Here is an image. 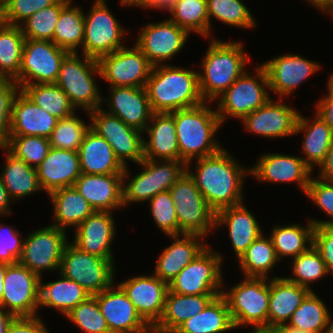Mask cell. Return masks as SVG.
Listing matches in <instances>:
<instances>
[{
  "label": "cell",
  "instance_id": "cell-1",
  "mask_svg": "<svg viewBox=\"0 0 333 333\" xmlns=\"http://www.w3.org/2000/svg\"><path fill=\"white\" fill-rule=\"evenodd\" d=\"M230 155L222 148L213 155L196 159L195 172L186 167V172L215 213L243 202L242 185L250 169L238 164Z\"/></svg>",
  "mask_w": 333,
  "mask_h": 333
},
{
  "label": "cell",
  "instance_id": "cell-2",
  "mask_svg": "<svg viewBox=\"0 0 333 333\" xmlns=\"http://www.w3.org/2000/svg\"><path fill=\"white\" fill-rule=\"evenodd\" d=\"M198 73L164 63L153 66L145 86L152 111L170 113L203 103Z\"/></svg>",
  "mask_w": 333,
  "mask_h": 333
},
{
  "label": "cell",
  "instance_id": "cell-3",
  "mask_svg": "<svg viewBox=\"0 0 333 333\" xmlns=\"http://www.w3.org/2000/svg\"><path fill=\"white\" fill-rule=\"evenodd\" d=\"M203 102L197 106L170 112L174 116L180 161L191 167L195 159L213 155L223 147L214 137L221 127L216 109Z\"/></svg>",
  "mask_w": 333,
  "mask_h": 333
},
{
  "label": "cell",
  "instance_id": "cell-4",
  "mask_svg": "<svg viewBox=\"0 0 333 333\" xmlns=\"http://www.w3.org/2000/svg\"><path fill=\"white\" fill-rule=\"evenodd\" d=\"M211 41L203 58V72L198 73L201 96L209 103L215 102L247 71L245 68L250 60L239 41L226 42L215 38Z\"/></svg>",
  "mask_w": 333,
  "mask_h": 333
},
{
  "label": "cell",
  "instance_id": "cell-5",
  "mask_svg": "<svg viewBox=\"0 0 333 333\" xmlns=\"http://www.w3.org/2000/svg\"><path fill=\"white\" fill-rule=\"evenodd\" d=\"M94 75L101 77L98 60L85 55L81 60L79 53L71 52L62 61L55 84L66 93L75 109L89 113L104 103Z\"/></svg>",
  "mask_w": 333,
  "mask_h": 333
},
{
  "label": "cell",
  "instance_id": "cell-6",
  "mask_svg": "<svg viewBox=\"0 0 333 333\" xmlns=\"http://www.w3.org/2000/svg\"><path fill=\"white\" fill-rule=\"evenodd\" d=\"M227 301L234 328L251 325L252 330L268 327L270 280L245 277L221 294Z\"/></svg>",
  "mask_w": 333,
  "mask_h": 333
},
{
  "label": "cell",
  "instance_id": "cell-7",
  "mask_svg": "<svg viewBox=\"0 0 333 333\" xmlns=\"http://www.w3.org/2000/svg\"><path fill=\"white\" fill-rule=\"evenodd\" d=\"M138 165L144 167L128 183L126 166L123 172V206L149 201L158 193L169 190L186 172V164L180 160L143 159Z\"/></svg>",
  "mask_w": 333,
  "mask_h": 333
},
{
  "label": "cell",
  "instance_id": "cell-8",
  "mask_svg": "<svg viewBox=\"0 0 333 333\" xmlns=\"http://www.w3.org/2000/svg\"><path fill=\"white\" fill-rule=\"evenodd\" d=\"M177 216L179 235L207 236L215 229L216 213L211 209L194 180L185 172L169 189Z\"/></svg>",
  "mask_w": 333,
  "mask_h": 333
},
{
  "label": "cell",
  "instance_id": "cell-9",
  "mask_svg": "<svg viewBox=\"0 0 333 333\" xmlns=\"http://www.w3.org/2000/svg\"><path fill=\"white\" fill-rule=\"evenodd\" d=\"M114 265L113 260L82 251L70 241L64 249L59 271L94 296L114 284Z\"/></svg>",
  "mask_w": 333,
  "mask_h": 333
},
{
  "label": "cell",
  "instance_id": "cell-10",
  "mask_svg": "<svg viewBox=\"0 0 333 333\" xmlns=\"http://www.w3.org/2000/svg\"><path fill=\"white\" fill-rule=\"evenodd\" d=\"M255 73L256 77H253L245 71L218 97L220 100L217 104L216 113L222 125L230 116L241 120L271 99L267 94V89L269 90L270 87L264 67L262 65L257 66Z\"/></svg>",
  "mask_w": 333,
  "mask_h": 333
},
{
  "label": "cell",
  "instance_id": "cell-11",
  "mask_svg": "<svg viewBox=\"0 0 333 333\" xmlns=\"http://www.w3.org/2000/svg\"><path fill=\"white\" fill-rule=\"evenodd\" d=\"M222 256L208 246L168 285L182 295H221L223 287Z\"/></svg>",
  "mask_w": 333,
  "mask_h": 333
},
{
  "label": "cell",
  "instance_id": "cell-12",
  "mask_svg": "<svg viewBox=\"0 0 333 333\" xmlns=\"http://www.w3.org/2000/svg\"><path fill=\"white\" fill-rule=\"evenodd\" d=\"M125 29L107 7L105 0H96L90 13L84 16L82 55L99 59L121 49Z\"/></svg>",
  "mask_w": 333,
  "mask_h": 333
},
{
  "label": "cell",
  "instance_id": "cell-13",
  "mask_svg": "<svg viewBox=\"0 0 333 333\" xmlns=\"http://www.w3.org/2000/svg\"><path fill=\"white\" fill-rule=\"evenodd\" d=\"M68 53L53 41L25 39L20 72L14 79L20 90L26 85L55 83Z\"/></svg>",
  "mask_w": 333,
  "mask_h": 333
},
{
  "label": "cell",
  "instance_id": "cell-14",
  "mask_svg": "<svg viewBox=\"0 0 333 333\" xmlns=\"http://www.w3.org/2000/svg\"><path fill=\"white\" fill-rule=\"evenodd\" d=\"M87 115L91 129L110 144L115 156L125 167L128 165L127 160L138 164L144 159L142 131L126 125L102 107Z\"/></svg>",
  "mask_w": 333,
  "mask_h": 333
},
{
  "label": "cell",
  "instance_id": "cell-15",
  "mask_svg": "<svg viewBox=\"0 0 333 333\" xmlns=\"http://www.w3.org/2000/svg\"><path fill=\"white\" fill-rule=\"evenodd\" d=\"M66 231L49 225L40 228L24 239L18 263L26 266L40 278L43 271L60 269L61 259L67 245Z\"/></svg>",
  "mask_w": 333,
  "mask_h": 333
},
{
  "label": "cell",
  "instance_id": "cell-16",
  "mask_svg": "<svg viewBox=\"0 0 333 333\" xmlns=\"http://www.w3.org/2000/svg\"><path fill=\"white\" fill-rule=\"evenodd\" d=\"M98 64L109 87H145L153 68L136 44L101 56Z\"/></svg>",
  "mask_w": 333,
  "mask_h": 333
},
{
  "label": "cell",
  "instance_id": "cell-17",
  "mask_svg": "<svg viewBox=\"0 0 333 333\" xmlns=\"http://www.w3.org/2000/svg\"><path fill=\"white\" fill-rule=\"evenodd\" d=\"M40 279L18 262L9 264L4 277L0 307L15 317L38 316Z\"/></svg>",
  "mask_w": 333,
  "mask_h": 333
},
{
  "label": "cell",
  "instance_id": "cell-18",
  "mask_svg": "<svg viewBox=\"0 0 333 333\" xmlns=\"http://www.w3.org/2000/svg\"><path fill=\"white\" fill-rule=\"evenodd\" d=\"M189 33L169 19L146 24L136 39V45L153 65L173 58L183 49Z\"/></svg>",
  "mask_w": 333,
  "mask_h": 333
},
{
  "label": "cell",
  "instance_id": "cell-19",
  "mask_svg": "<svg viewBox=\"0 0 333 333\" xmlns=\"http://www.w3.org/2000/svg\"><path fill=\"white\" fill-rule=\"evenodd\" d=\"M94 296L107 321L110 333H152V328L138 314L118 284H113Z\"/></svg>",
  "mask_w": 333,
  "mask_h": 333
},
{
  "label": "cell",
  "instance_id": "cell-20",
  "mask_svg": "<svg viewBox=\"0 0 333 333\" xmlns=\"http://www.w3.org/2000/svg\"><path fill=\"white\" fill-rule=\"evenodd\" d=\"M118 285L127 294L142 319L153 328L163 315L168 284L151 274L128 278Z\"/></svg>",
  "mask_w": 333,
  "mask_h": 333
},
{
  "label": "cell",
  "instance_id": "cell-21",
  "mask_svg": "<svg viewBox=\"0 0 333 333\" xmlns=\"http://www.w3.org/2000/svg\"><path fill=\"white\" fill-rule=\"evenodd\" d=\"M279 100L270 99L265 105L241 120L248 132L266 138H281L295 134L300 113Z\"/></svg>",
  "mask_w": 333,
  "mask_h": 333
},
{
  "label": "cell",
  "instance_id": "cell-22",
  "mask_svg": "<svg viewBox=\"0 0 333 333\" xmlns=\"http://www.w3.org/2000/svg\"><path fill=\"white\" fill-rule=\"evenodd\" d=\"M249 169L250 175L260 182H295L305 194L313 173V170L303 161L301 156L280 153L263 154L255 166Z\"/></svg>",
  "mask_w": 333,
  "mask_h": 333
},
{
  "label": "cell",
  "instance_id": "cell-23",
  "mask_svg": "<svg viewBox=\"0 0 333 333\" xmlns=\"http://www.w3.org/2000/svg\"><path fill=\"white\" fill-rule=\"evenodd\" d=\"M262 66L268 77L270 92L277 93L283 99L290 96L301 83L320 69L319 63L297 54L279 55Z\"/></svg>",
  "mask_w": 333,
  "mask_h": 333
},
{
  "label": "cell",
  "instance_id": "cell-24",
  "mask_svg": "<svg viewBox=\"0 0 333 333\" xmlns=\"http://www.w3.org/2000/svg\"><path fill=\"white\" fill-rule=\"evenodd\" d=\"M110 211H94L76 229L73 244L82 251L113 260L111 243L116 233Z\"/></svg>",
  "mask_w": 333,
  "mask_h": 333
},
{
  "label": "cell",
  "instance_id": "cell-25",
  "mask_svg": "<svg viewBox=\"0 0 333 333\" xmlns=\"http://www.w3.org/2000/svg\"><path fill=\"white\" fill-rule=\"evenodd\" d=\"M106 101L107 112L121 119L126 125L144 131L151 120L153 111L145 87H110Z\"/></svg>",
  "mask_w": 333,
  "mask_h": 333
},
{
  "label": "cell",
  "instance_id": "cell-26",
  "mask_svg": "<svg viewBox=\"0 0 333 333\" xmlns=\"http://www.w3.org/2000/svg\"><path fill=\"white\" fill-rule=\"evenodd\" d=\"M94 211L123 207V174H83L73 185Z\"/></svg>",
  "mask_w": 333,
  "mask_h": 333
},
{
  "label": "cell",
  "instance_id": "cell-27",
  "mask_svg": "<svg viewBox=\"0 0 333 333\" xmlns=\"http://www.w3.org/2000/svg\"><path fill=\"white\" fill-rule=\"evenodd\" d=\"M58 119L36 105L22 90L12 102L10 135L50 138Z\"/></svg>",
  "mask_w": 333,
  "mask_h": 333
},
{
  "label": "cell",
  "instance_id": "cell-28",
  "mask_svg": "<svg viewBox=\"0 0 333 333\" xmlns=\"http://www.w3.org/2000/svg\"><path fill=\"white\" fill-rule=\"evenodd\" d=\"M42 190L48 194L73 186L81 175L78 151L50 148L47 157L36 168Z\"/></svg>",
  "mask_w": 333,
  "mask_h": 333
},
{
  "label": "cell",
  "instance_id": "cell-29",
  "mask_svg": "<svg viewBox=\"0 0 333 333\" xmlns=\"http://www.w3.org/2000/svg\"><path fill=\"white\" fill-rule=\"evenodd\" d=\"M168 237L175 241L159 255L153 274L169 285L207 246L200 241L205 237L198 234Z\"/></svg>",
  "mask_w": 333,
  "mask_h": 333
},
{
  "label": "cell",
  "instance_id": "cell-30",
  "mask_svg": "<svg viewBox=\"0 0 333 333\" xmlns=\"http://www.w3.org/2000/svg\"><path fill=\"white\" fill-rule=\"evenodd\" d=\"M227 225L229 239L238 260L263 232L244 202L216 213L215 227Z\"/></svg>",
  "mask_w": 333,
  "mask_h": 333
},
{
  "label": "cell",
  "instance_id": "cell-31",
  "mask_svg": "<svg viewBox=\"0 0 333 333\" xmlns=\"http://www.w3.org/2000/svg\"><path fill=\"white\" fill-rule=\"evenodd\" d=\"M148 133L149 141L143 139L144 159L180 160L174 116L171 113H153L143 131Z\"/></svg>",
  "mask_w": 333,
  "mask_h": 333
},
{
  "label": "cell",
  "instance_id": "cell-32",
  "mask_svg": "<svg viewBox=\"0 0 333 333\" xmlns=\"http://www.w3.org/2000/svg\"><path fill=\"white\" fill-rule=\"evenodd\" d=\"M78 153L83 174H123L125 170L110 144L91 128L86 133Z\"/></svg>",
  "mask_w": 333,
  "mask_h": 333
},
{
  "label": "cell",
  "instance_id": "cell-33",
  "mask_svg": "<svg viewBox=\"0 0 333 333\" xmlns=\"http://www.w3.org/2000/svg\"><path fill=\"white\" fill-rule=\"evenodd\" d=\"M308 288L289 281L286 277L270 279L268 327L281 328L310 292Z\"/></svg>",
  "mask_w": 333,
  "mask_h": 333
},
{
  "label": "cell",
  "instance_id": "cell-34",
  "mask_svg": "<svg viewBox=\"0 0 333 333\" xmlns=\"http://www.w3.org/2000/svg\"><path fill=\"white\" fill-rule=\"evenodd\" d=\"M219 295H182L168 289L164 312L152 333H173L184 321L203 311Z\"/></svg>",
  "mask_w": 333,
  "mask_h": 333
},
{
  "label": "cell",
  "instance_id": "cell-35",
  "mask_svg": "<svg viewBox=\"0 0 333 333\" xmlns=\"http://www.w3.org/2000/svg\"><path fill=\"white\" fill-rule=\"evenodd\" d=\"M314 116L311 120L300 114L295 131V134L305 132L301 146L305 156L302 159L313 171L325 160L333 142L332 128L319 115L314 113Z\"/></svg>",
  "mask_w": 333,
  "mask_h": 333
},
{
  "label": "cell",
  "instance_id": "cell-36",
  "mask_svg": "<svg viewBox=\"0 0 333 333\" xmlns=\"http://www.w3.org/2000/svg\"><path fill=\"white\" fill-rule=\"evenodd\" d=\"M49 196L54 206L55 223L52 226L59 229L66 231L68 227L77 228L94 212L74 186L57 189Z\"/></svg>",
  "mask_w": 333,
  "mask_h": 333
},
{
  "label": "cell",
  "instance_id": "cell-37",
  "mask_svg": "<svg viewBox=\"0 0 333 333\" xmlns=\"http://www.w3.org/2000/svg\"><path fill=\"white\" fill-rule=\"evenodd\" d=\"M44 283L40 279L39 306L54 308L64 316L90 295L75 281L64 277Z\"/></svg>",
  "mask_w": 333,
  "mask_h": 333
},
{
  "label": "cell",
  "instance_id": "cell-38",
  "mask_svg": "<svg viewBox=\"0 0 333 333\" xmlns=\"http://www.w3.org/2000/svg\"><path fill=\"white\" fill-rule=\"evenodd\" d=\"M234 328L226 299L217 296L203 311L184 321L173 333H224Z\"/></svg>",
  "mask_w": 333,
  "mask_h": 333
},
{
  "label": "cell",
  "instance_id": "cell-39",
  "mask_svg": "<svg viewBox=\"0 0 333 333\" xmlns=\"http://www.w3.org/2000/svg\"><path fill=\"white\" fill-rule=\"evenodd\" d=\"M1 177L9 197L14 200L41 191L37 169L16 158L8 150Z\"/></svg>",
  "mask_w": 333,
  "mask_h": 333
},
{
  "label": "cell",
  "instance_id": "cell-40",
  "mask_svg": "<svg viewBox=\"0 0 333 333\" xmlns=\"http://www.w3.org/2000/svg\"><path fill=\"white\" fill-rule=\"evenodd\" d=\"M315 226L308 220L302 227L300 224L274 226L270 238L279 260L287 256L291 259L306 252L313 245V231ZM309 246V247H308Z\"/></svg>",
  "mask_w": 333,
  "mask_h": 333
},
{
  "label": "cell",
  "instance_id": "cell-41",
  "mask_svg": "<svg viewBox=\"0 0 333 333\" xmlns=\"http://www.w3.org/2000/svg\"><path fill=\"white\" fill-rule=\"evenodd\" d=\"M70 1L62 10L55 27L53 42L69 53H78L84 41V16L82 9Z\"/></svg>",
  "mask_w": 333,
  "mask_h": 333
},
{
  "label": "cell",
  "instance_id": "cell-42",
  "mask_svg": "<svg viewBox=\"0 0 333 333\" xmlns=\"http://www.w3.org/2000/svg\"><path fill=\"white\" fill-rule=\"evenodd\" d=\"M25 36L20 26L0 21V76L15 79L20 72Z\"/></svg>",
  "mask_w": 333,
  "mask_h": 333
},
{
  "label": "cell",
  "instance_id": "cell-43",
  "mask_svg": "<svg viewBox=\"0 0 333 333\" xmlns=\"http://www.w3.org/2000/svg\"><path fill=\"white\" fill-rule=\"evenodd\" d=\"M329 309L312 290L293 312L288 327H295L314 333H327L329 323Z\"/></svg>",
  "mask_w": 333,
  "mask_h": 333
},
{
  "label": "cell",
  "instance_id": "cell-44",
  "mask_svg": "<svg viewBox=\"0 0 333 333\" xmlns=\"http://www.w3.org/2000/svg\"><path fill=\"white\" fill-rule=\"evenodd\" d=\"M262 234L239 259L244 277L268 278L278 259L271 238Z\"/></svg>",
  "mask_w": 333,
  "mask_h": 333
},
{
  "label": "cell",
  "instance_id": "cell-45",
  "mask_svg": "<svg viewBox=\"0 0 333 333\" xmlns=\"http://www.w3.org/2000/svg\"><path fill=\"white\" fill-rule=\"evenodd\" d=\"M21 90L57 119L68 117L76 111L66 93L55 83L26 85Z\"/></svg>",
  "mask_w": 333,
  "mask_h": 333
},
{
  "label": "cell",
  "instance_id": "cell-46",
  "mask_svg": "<svg viewBox=\"0 0 333 333\" xmlns=\"http://www.w3.org/2000/svg\"><path fill=\"white\" fill-rule=\"evenodd\" d=\"M169 20L188 33L209 38V15L207 0H178L169 11Z\"/></svg>",
  "mask_w": 333,
  "mask_h": 333
},
{
  "label": "cell",
  "instance_id": "cell-47",
  "mask_svg": "<svg viewBox=\"0 0 333 333\" xmlns=\"http://www.w3.org/2000/svg\"><path fill=\"white\" fill-rule=\"evenodd\" d=\"M71 0H58L55 4L28 17L19 26L25 39L52 41L61 10Z\"/></svg>",
  "mask_w": 333,
  "mask_h": 333
},
{
  "label": "cell",
  "instance_id": "cell-48",
  "mask_svg": "<svg viewBox=\"0 0 333 333\" xmlns=\"http://www.w3.org/2000/svg\"><path fill=\"white\" fill-rule=\"evenodd\" d=\"M209 15V36L211 35V19L223 22L226 25L252 29L256 22L242 0H207Z\"/></svg>",
  "mask_w": 333,
  "mask_h": 333
},
{
  "label": "cell",
  "instance_id": "cell-49",
  "mask_svg": "<svg viewBox=\"0 0 333 333\" xmlns=\"http://www.w3.org/2000/svg\"><path fill=\"white\" fill-rule=\"evenodd\" d=\"M291 262L293 277L286 278L311 291L310 284L329 274L320 252L313 245L298 257L292 258Z\"/></svg>",
  "mask_w": 333,
  "mask_h": 333
},
{
  "label": "cell",
  "instance_id": "cell-50",
  "mask_svg": "<svg viewBox=\"0 0 333 333\" xmlns=\"http://www.w3.org/2000/svg\"><path fill=\"white\" fill-rule=\"evenodd\" d=\"M48 138L39 136L10 135L2 150H8L16 158L23 160L27 165L37 168L47 157L50 150Z\"/></svg>",
  "mask_w": 333,
  "mask_h": 333
},
{
  "label": "cell",
  "instance_id": "cell-51",
  "mask_svg": "<svg viewBox=\"0 0 333 333\" xmlns=\"http://www.w3.org/2000/svg\"><path fill=\"white\" fill-rule=\"evenodd\" d=\"M91 128L75 116V112L68 117L58 119L50 138V147L64 150L78 151L86 133Z\"/></svg>",
  "mask_w": 333,
  "mask_h": 333
},
{
  "label": "cell",
  "instance_id": "cell-52",
  "mask_svg": "<svg viewBox=\"0 0 333 333\" xmlns=\"http://www.w3.org/2000/svg\"><path fill=\"white\" fill-rule=\"evenodd\" d=\"M65 316L85 333H110L95 296H89Z\"/></svg>",
  "mask_w": 333,
  "mask_h": 333
},
{
  "label": "cell",
  "instance_id": "cell-53",
  "mask_svg": "<svg viewBox=\"0 0 333 333\" xmlns=\"http://www.w3.org/2000/svg\"><path fill=\"white\" fill-rule=\"evenodd\" d=\"M155 224L167 236L179 235L175 205L169 190L158 193L149 200Z\"/></svg>",
  "mask_w": 333,
  "mask_h": 333
},
{
  "label": "cell",
  "instance_id": "cell-54",
  "mask_svg": "<svg viewBox=\"0 0 333 333\" xmlns=\"http://www.w3.org/2000/svg\"><path fill=\"white\" fill-rule=\"evenodd\" d=\"M58 0H3L0 4V21L19 26L28 17L55 4ZM20 21V22H19Z\"/></svg>",
  "mask_w": 333,
  "mask_h": 333
},
{
  "label": "cell",
  "instance_id": "cell-55",
  "mask_svg": "<svg viewBox=\"0 0 333 333\" xmlns=\"http://www.w3.org/2000/svg\"><path fill=\"white\" fill-rule=\"evenodd\" d=\"M306 195L314 204L331 218L327 221L310 219L316 226H333V181L324 180L319 177H311Z\"/></svg>",
  "mask_w": 333,
  "mask_h": 333
},
{
  "label": "cell",
  "instance_id": "cell-56",
  "mask_svg": "<svg viewBox=\"0 0 333 333\" xmlns=\"http://www.w3.org/2000/svg\"><path fill=\"white\" fill-rule=\"evenodd\" d=\"M20 88L13 79L0 81V148H4L10 137L12 102Z\"/></svg>",
  "mask_w": 333,
  "mask_h": 333
},
{
  "label": "cell",
  "instance_id": "cell-57",
  "mask_svg": "<svg viewBox=\"0 0 333 333\" xmlns=\"http://www.w3.org/2000/svg\"><path fill=\"white\" fill-rule=\"evenodd\" d=\"M19 235V231L0 224V261L8 264L18 262L24 244Z\"/></svg>",
  "mask_w": 333,
  "mask_h": 333
},
{
  "label": "cell",
  "instance_id": "cell-58",
  "mask_svg": "<svg viewBox=\"0 0 333 333\" xmlns=\"http://www.w3.org/2000/svg\"><path fill=\"white\" fill-rule=\"evenodd\" d=\"M313 246L320 252L328 273L333 272V226H316Z\"/></svg>",
  "mask_w": 333,
  "mask_h": 333
},
{
  "label": "cell",
  "instance_id": "cell-59",
  "mask_svg": "<svg viewBox=\"0 0 333 333\" xmlns=\"http://www.w3.org/2000/svg\"><path fill=\"white\" fill-rule=\"evenodd\" d=\"M39 317H15L6 333H50Z\"/></svg>",
  "mask_w": 333,
  "mask_h": 333
},
{
  "label": "cell",
  "instance_id": "cell-60",
  "mask_svg": "<svg viewBox=\"0 0 333 333\" xmlns=\"http://www.w3.org/2000/svg\"><path fill=\"white\" fill-rule=\"evenodd\" d=\"M326 97L321 98L316 103L315 113L319 115L333 130V87L327 84Z\"/></svg>",
  "mask_w": 333,
  "mask_h": 333
},
{
  "label": "cell",
  "instance_id": "cell-61",
  "mask_svg": "<svg viewBox=\"0 0 333 333\" xmlns=\"http://www.w3.org/2000/svg\"><path fill=\"white\" fill-rule=\"evenodd\" d=\"M319 178L324 180L333 181V142L327 152L325 160L319 166Z\"/></svg>",
  "mask_w": 333,
  "mask_h": 333
},
{
  "label": "cell",
  "instance_id": "cell-62",
  "mask_svg": "<svg viewBox=\"0 0 333 333\" xmlns=\"http://www.w3.org/2000/svg\"><path fill=\"white\" fill-rule=\"evenodd\" d=\"M12 199L9 197L8 192L3 184L2 177L0 174V215L6 216L10 213V205Z\"/></svg>",
  "mask_w": 333,
  "mask_h": 333
},
{
  "label": "cell",
  "instance_id": "cell-63",
  "mask_svg": "<svg viewBox=\"0 0 333 333\" xmlns=\"http://www.w3.org/2000/svg\"><path fill=\"white\" fill-rule=\"evenodd\" d=\"M14 318L13 314L0 307V333H6L8 326Z\"/></svg>",
  "mask_w": 333,
  "mask_h": 333
},
{
  "label": "cell",
  "instance_id": "cell-64",
  "mask_svg": "<svg viewBox=\"0 0 333 333\" xmlns=\"http://www.w3.org/2000/svg\"><path fill=\"white\" fill-rule=\"evenodd\" d=\"M310 4L315 6L317 9L322 10V12H326L327 14L333 11V0H307Z\"/></svg>",
  "mask_w": 333,
  "mask_h": 333
},
{
  "label": "cell",
  "instance_id": "cell-65",
  "mask_svg": "<svg viewBox=\"0 0 333 333\" xmlns=\"http://www.w3.org/2000/svg\"><path fill=\"white\" fill-rule=\"evenodd\" d=\"M123 6H139L141 8H151L155 5V0H119Z\"/></svg>",
  "mask_w": 333,
  "mask_h": 333
},
{
  "label": "cell",
  "instance_id": "cell-66",
  "mask_svg": "<svg viewBox=\"0 0 333 333\" xmlns=\"http://www.w3.org/2000/svg\"><path fill=\"white\" fill-rule=\"evenodd\" d=\"M177 1L178 0H155V5L152 8L162 9L163 11L167 9L170 11Z\"/></svg>",
  "mask_w": 333,
  "mask_h": 333
},
{
  "label": "cell",
  "instance_id": "cell-67",
  "mask_svg": "<svg viewBox=\"0 0 333 333\" xmlns=\"http://www.w3.org/2000/svg\"><path fill=\"white\" fill-rule=\"evenodd\" d=\"M9 264L6 262L0 261V303L2 299V294H3V287H4V277L6 273L7 266Z\"/></svg>",
  "mask_w": 333,
  "mask_h": 333
},
{
  "label": "cell",
  "instance_id": "cell-68",
  "mask_svg": "<svg viewBox=\"0 0 333 333\" xmlns=\"http://www.w3.org/2000/svg\"><path fill=\"white\" fill-rule=\"evenodd\" d=\"M251 333H284V331L278 327H263L253 329Z\"/></svg>",
  "mask_w": 333,
  "mask_h": 333
},
{
  "label": "cell",
  "instance_id": "cell-69",
  "mask_svg": "<svg viewBox=\"0 0 333 333\" xmlns=\"http://www.w3.org/2000/svg\"><path fill=\"white\" fill-rule=\"evenodd\" d=\"M281 328L284 331V333H314V332L304 331L295 327H288L286 324L283 325Z\"/></svg>",
  "mask_w": 333,
  "mask_h": 333
},
{
  "label": "cell",
  "instance_id": "cell-70",
  "mask_svg": "<svg viewBox=\"0 0 333 333\" xmlns=\"http://www.w3.org/2000/svg\"><path fill=\"white\" fill-rule=\"evenodd\" d=\"M327 333H333V320L331 319V315H329V323H328Z\"/></svg>",
  "mask_w": 333,
  "mask_h": 333
},
{
  "label": "cell",
  "instance_id": "cell-71",
  "mask_svg": "<svg viewBox=\"0 0 333 333\" xmlns=\"http://www.w3.org/2000/svg\"><path fill=\"white\" fill-rule=\"evenodd\" d=\"M328 83L333 87V74L330 75Z\"/></svg>",
  "mask_w": 333,
  "mask_h": 333
}]
</instances>
